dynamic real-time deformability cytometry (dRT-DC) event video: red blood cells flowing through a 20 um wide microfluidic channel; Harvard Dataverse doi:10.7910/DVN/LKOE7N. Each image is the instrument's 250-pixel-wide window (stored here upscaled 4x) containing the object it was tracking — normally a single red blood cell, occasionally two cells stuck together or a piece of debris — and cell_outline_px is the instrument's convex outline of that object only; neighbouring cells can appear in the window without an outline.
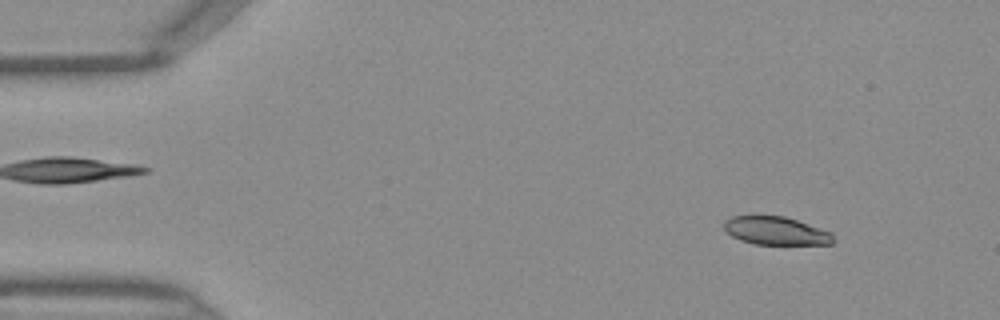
{"species": "Egyptian fruit bat (a non-hibernating species)", "species_latin": "Rousettus aegyptiacus", "temperature_condition": "warm", "stored_images_in_passage": 47, "camera_frame_rate_fps": 3000, "um_per_image_px": 0.085, "frame": {"image": 1, "passage_image": 5, "time_ms": 1.333, "image_size_px": [1000, 320], "cell_outline_px": [[832, 244], [756, 244], [740, 240], [732, 236], [724, 228], [724, 220], [732, 216], [784, 216], [832, 232]], "centroid_in_image_um": [65.93, 19.61], "position_along_channel_um": 19.1, "area_um2": 17.69}}
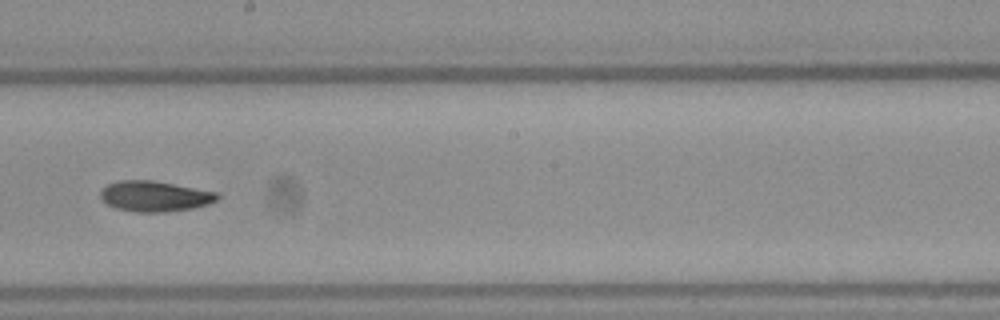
{"frame": {"image": 2, "passage_image": 26, "time_ms": 8.333, "image_size_px": [1000, 320], "cell_outline_px": [[220, 196], [216, 200], [208, 204], [192, 208], [164, 212], [136, 212], [116, 208], [108, 204], [100, 196], [100, 192], [108, 184], [120, 180], [152, 180], [216, 192]], "centroid_in_image_um": [13.15, 16.68], "position_along_channel_um": 235.1, "area_um2": 20.52}}
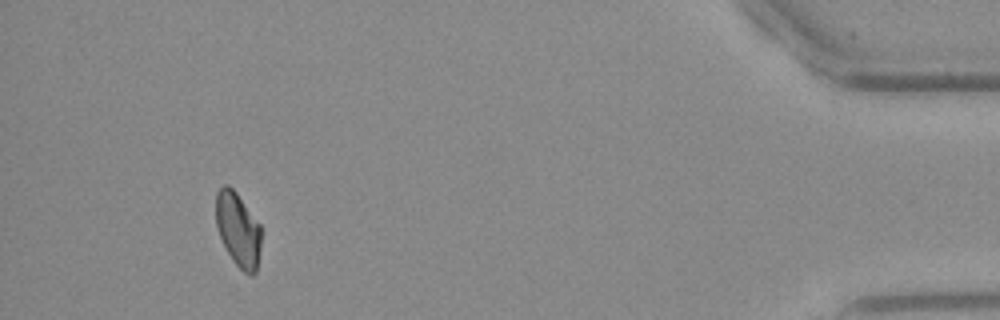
{"frame": {"image": 3, "passage_image": 43, "time_ms": 14.0, "image_size_px": [1000, 320], "cell_outline_px": [[260, 248], [256, 272], [252, 276], [248, 276], [232, 260], [220, 236], [216, 224], [216, 192], [224, 184], [228, 184], [236, 192], [260, 224]], "centroid_in_image_um": [20.23, 19.51], "position_along_channel_um": 415.0, "area_um2": 19.42}}